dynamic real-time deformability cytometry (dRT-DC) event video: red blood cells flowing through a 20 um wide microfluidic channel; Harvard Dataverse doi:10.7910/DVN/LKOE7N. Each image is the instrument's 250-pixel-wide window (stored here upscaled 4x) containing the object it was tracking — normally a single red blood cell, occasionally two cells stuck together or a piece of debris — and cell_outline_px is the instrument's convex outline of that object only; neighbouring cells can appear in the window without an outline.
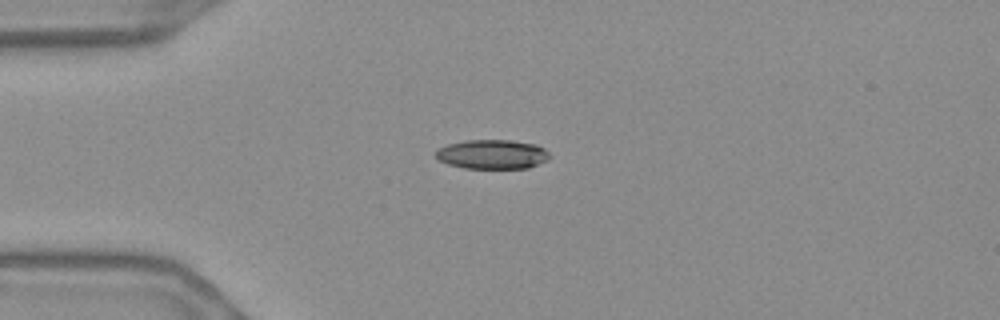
{"species": "Egyptian fruit bat (a non-hibernating species)", "species_latin": "Rousettus aegyptiacus", "temperature_condition": "warm", "stored_images_in_passage": 42, "camera_frame_rate_fps": 3000, "um_per_image_px": 0.085, "frame": {"image": 1, "passage_image": 1, "time_ms": 0.0, "image_size_px": [1000, 320], "cell_outline_px": [[552, 156], [548, 160], [528, 168], [464, 168], [448, 164], [440, 160], [436, 156], [436, 148], [448, 144], [464, 140], [512, 140], [536, 144], [544, 148]], "centroid_in_image_um": [41.86, 13.11], "position_along_channel_um": 43.1, "area_um2": 19.59}}
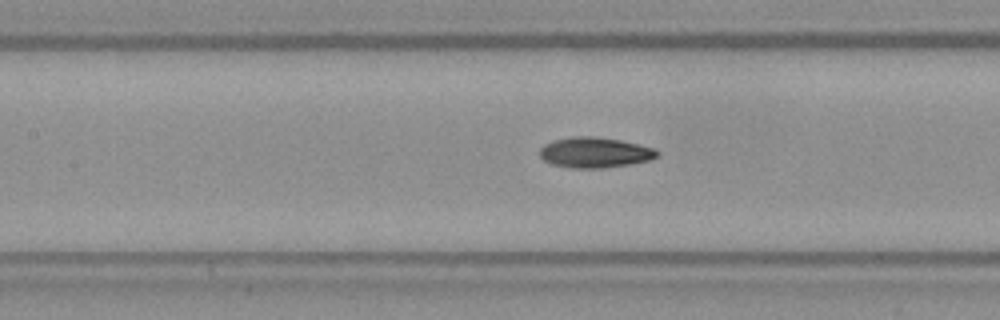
{"frame": {"image": 2, "passage_image": 12, "time_ms": 3.667, "image_size_px": [1000, 320], "cell_outline_px": [[660, 152], [656, 156], [648, 160], [628, 164], [604, 168], [572, 168], [552, 164], [544, 160], [540, 156], [540, 148], [544, 144], [552, 140], [572, 136], [592, 136], [620, 140], [640, 144], [656, 148]], "centroid_in_image_um": [50.55, 12.95], "position_along_channel_um": 156.9, "area_um2": 20.87}}
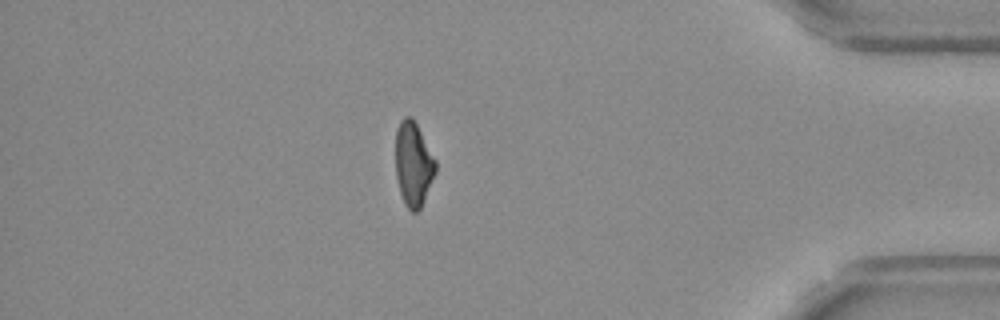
{"frame": {"image": 3, "passage_image": 35, "time_ms": 11.333, "image_size_px": [1000, 320], "cell_outline_px": [[436, 172], [424, 200], [420, 208], [416, 212], [412, 212], [404, 204], [400, 192], [396, 176], [396, 132], [400, 120], [404, 116], [412, 116], [436, 160]], "centroid_in_image_um": [35.13, 13.94], "position_along_channel_um": 400.1, "area_um2": 19.59}, "authors_computed_cell_mechanics": {"area_um2": 20.3167, "velocity_mm_per_s": 3.6827, "shape_relaxation_time_tau1_ms": 5.7482, "shape_relaxation_time_tau2_ms": 3.3257, "deformation_change_tau1": 0.1614, "deformation_change_tau2": 0.0985}}